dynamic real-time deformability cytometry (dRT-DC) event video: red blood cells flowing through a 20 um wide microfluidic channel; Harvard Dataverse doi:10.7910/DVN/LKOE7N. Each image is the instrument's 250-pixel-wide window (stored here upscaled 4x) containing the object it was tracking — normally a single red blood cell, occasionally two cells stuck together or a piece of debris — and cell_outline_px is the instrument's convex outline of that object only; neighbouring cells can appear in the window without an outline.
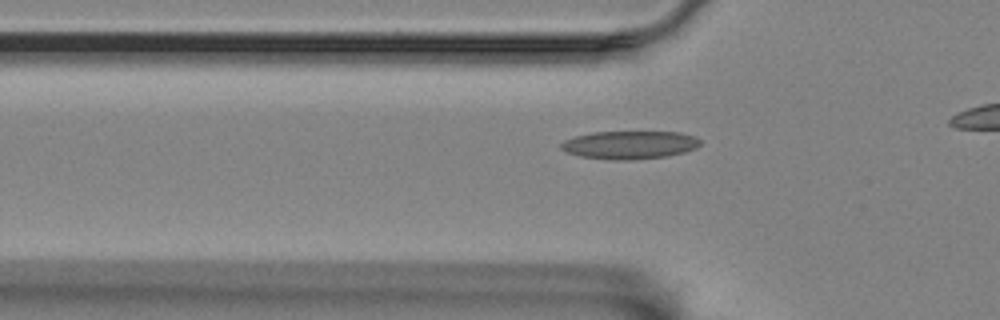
{"species": "Egyptian fruit bat (a non-hibernating species)", "species_latin": "Rousettus aegyptiacus", "temperature_condition": "room temperature", "stored_images_in_passage": 23, "camera_frame_rate_fps": 3000, "um_per_image_px": 0.085, "animal": {"sex": "female"}, "frame": {"image": 1, "passage_image": 9, "time_ms": 2.667, "image_size_px": [1000, 320], "cell_outline_px": [[700, 144], [696, 148], [684, 152], [668, 156], [628, 160], [612, 160], [580, 156], [568, 152], [560, 148], [560, 144], [564, 140], [576, 136], [592, 132], [680, 132], [692, 136], [700, 140]], "centroid_in_image_um": [53.51, 12.32], "position_along_channel_um": 72.3, "area_um2": 22.66}}
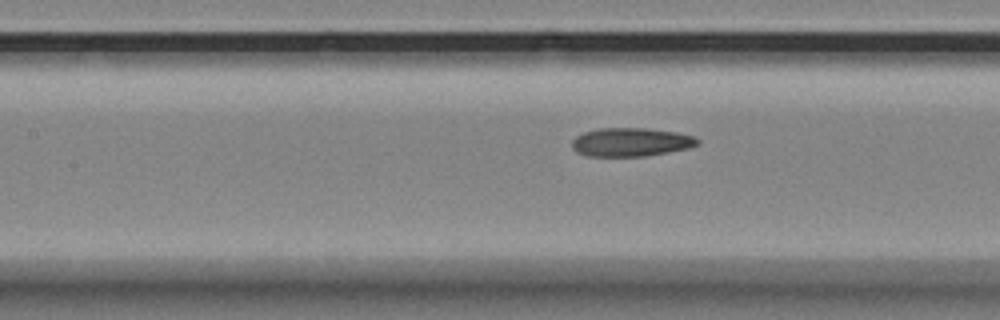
{"frame": {"image": 2, "passage_image": 16, "time_ms": 5.0, "image_size_px": [1000, 320], "cell_outline_px": [[700, 144], [688, 148], [668, 152], [644, 156], [588, 156], [576, 152], [572, 148], [572, 140], [576, 136], [584, 132], [600, 128], [648, 128], [680, 132], [696, 136], [700, 140]], "centroid_in_image_um": [53.67, 12.07], "position_along_channel_um": 153.7, "area_um2": 21.15}}
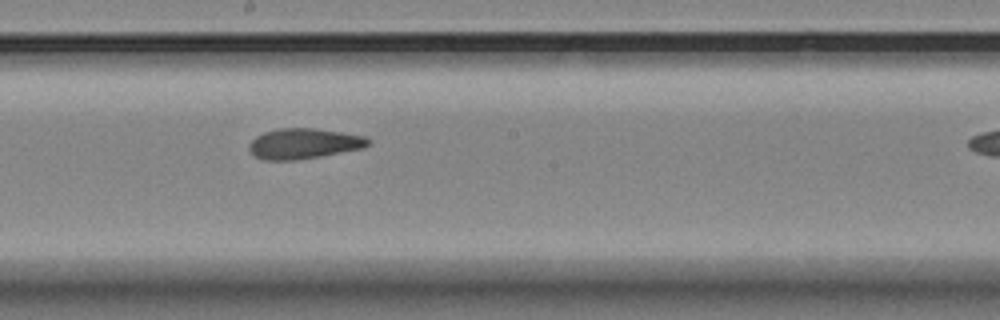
{"frame": {"image": 3, "passage_image": 22, "time_ms": 7.0, "image_size_px": [1000, 320], "cell_outline_px": [[372, 144], [364, 148], [320, 156], [296, 160], [264, 160], [256, 156], [248, 148], [248, 144], [256, 136], [264, 132], [280, 128], [316, 128], [364, 136], [372, 140]], "centroid_in_image_um": [25.85, 12.2], "position_along_channel_um": 222.3, "area_um2": 21.15}}